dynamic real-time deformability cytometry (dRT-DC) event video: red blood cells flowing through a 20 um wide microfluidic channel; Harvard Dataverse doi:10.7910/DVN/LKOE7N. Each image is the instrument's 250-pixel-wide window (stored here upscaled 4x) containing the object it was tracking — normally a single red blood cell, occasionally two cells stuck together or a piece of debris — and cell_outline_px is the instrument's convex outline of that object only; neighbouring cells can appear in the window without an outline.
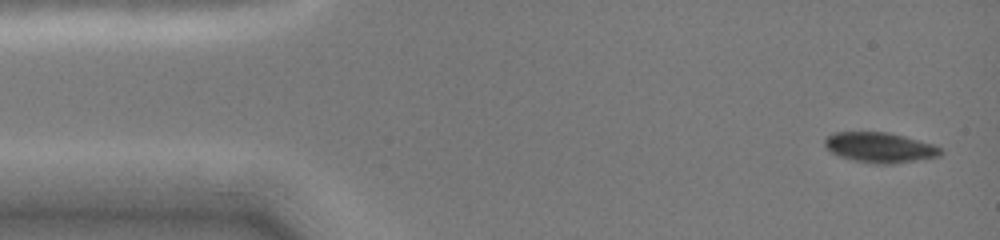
{"species": "common noctule bat (a hibernating species)", "species_latin": "Nyctalus noctula", "temperature_condition": "cold", "stored_images_in_passage": 7, "camera_frame_rate_fps": 3000, "um_per_image_px": 0.085, "animal": {"sex": "female", "body_mass_g": 19.0, "forearm_length_mm": 51.5}, "frame": {"image": 1, "passage_image": 1, "time_ms": 0.0, "image_size_px": [1000, 240], "cell_outline_px": [[944, 152], [940, 156], [892, 164], [880, 164], [856, 160], [840, 156], [832, 152], [824, 144], [824, 140], [832, 132], [888, 132], [904, 136], [932, 144], [940, 148]], "centroid_in_image_um": [74.8, 12.52], "position_along_channel_um": 10.2, "area_um2": 20.11}}
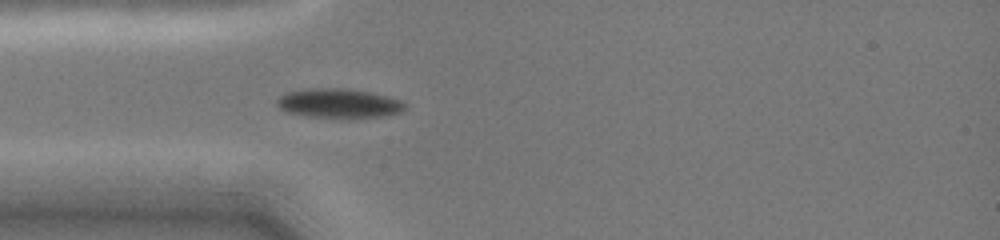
{"frame": {"image": 2, "passage_image": 7, "time_ms": 3.667, "image_size_px": [1000, 240], "cell_outline_px": [[408, 104], [400, 112], [384, 116], [348, 120], [304, 116], [288, 112], [280, 108], [276, 104], [276, 100], [284, 92], [300, 88], [344, 88], [372, 92], [388, 96], [400, 100]], "centroid_in_image_um": [28.78, 8.8], "position_along_channel_um": 56.2, "area_um2": 22.83}}